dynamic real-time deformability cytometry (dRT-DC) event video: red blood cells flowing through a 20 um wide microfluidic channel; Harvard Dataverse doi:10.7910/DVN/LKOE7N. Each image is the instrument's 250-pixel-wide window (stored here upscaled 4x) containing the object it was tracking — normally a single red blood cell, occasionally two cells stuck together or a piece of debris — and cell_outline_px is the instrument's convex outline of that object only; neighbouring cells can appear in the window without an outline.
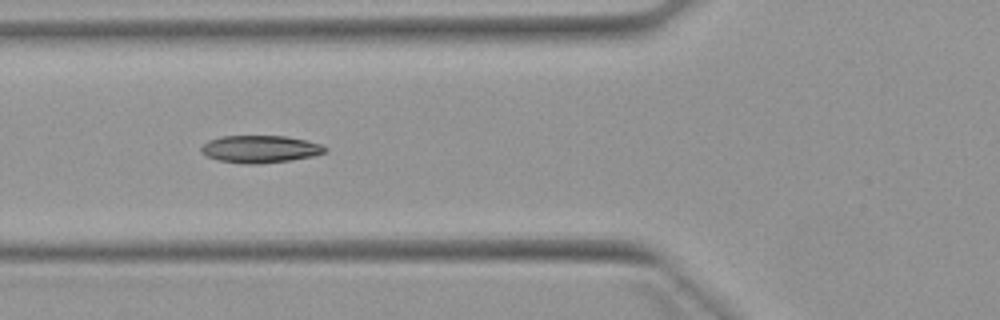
{"species": "Egyptian fruit bat (a non-hibernating species)", "species_latin": "Rousettus aegyptiacus", "temperature_condition": "warm", "stored_images_in_passage": 6, "camera_frame_rate_fps": 3000, "um_per_image_px": 0.085, "animal": {"sex": "female"}, "frame": {"image": 1, "passage_image": 5, "time_ms": 5.667, "image_size_px": [1000, 320], "cell_outline_px": [[328, 148], [324, 152], [312, 156], [292, 160], [260, 164], [248, 164], [220, 160], [204, 156], [200, 152], [200, 148], [208, 140], [220, 136], [284, 136], [324, 144]], "centroid_in_image_um": [22.1, 12.67], "position_along_channel_um": 103.7, "area_um2": 19.83}}
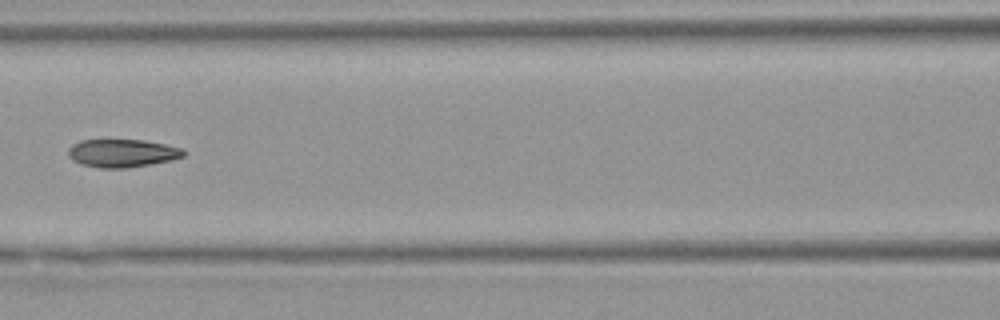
{"frame": {"image": 2, "passage_image": 6, "time_ms": 7.0, "image_size_px": [1000, 320], "cell_outline_px": [[184, 156], [172, 160], [152, 164], [128, 168], [100, 168], [80, 164], [72, 160], [68, 156], [68, 148], [72, 144], [80, 140], [144, 140], [184, 148]], "centroid_in_image_um": [10.38, 13.02], "position_along_channel_um": 156.2, "area_um2": 19.02}}